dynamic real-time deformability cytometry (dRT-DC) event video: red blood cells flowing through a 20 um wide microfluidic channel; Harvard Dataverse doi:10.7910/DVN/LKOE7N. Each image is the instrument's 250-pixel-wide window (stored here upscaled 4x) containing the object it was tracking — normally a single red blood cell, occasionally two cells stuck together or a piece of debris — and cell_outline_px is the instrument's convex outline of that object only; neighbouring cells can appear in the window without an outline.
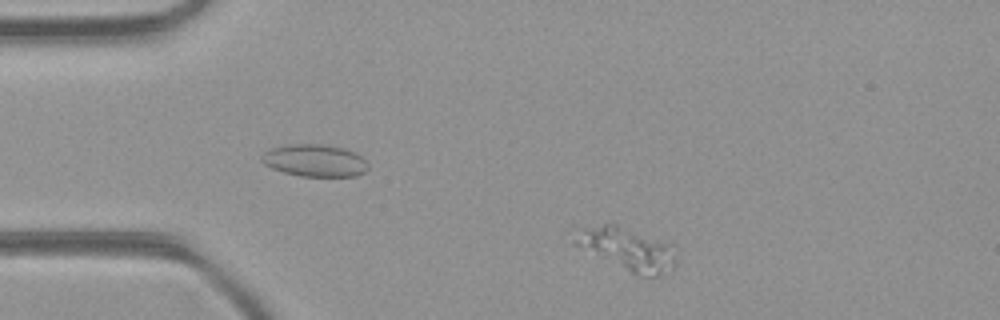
{"species": "common noctule bat (a hibernating species)", "species_latin": "Nyctalus noctula", "temperature_condition": "room temperature", "stored_images_in_passage": 41, "camera_frame_rate_fps": 3000, "um_per_image_px": 0.085, "animal": {"sex": "female", "body_mass_g": 21.9}, "frame": {"image": 1, "passage_image": 2, "time_ms": 0.333, "image_size_px": [1000, 320], "cell_outline_px": [[676, 264], [672, 268], [656, 276], [636, 276], [576, 244], [572, 240], [580, 228], [604, 224], [616, 224], [668, 244], [676, 256]], "centroid_in_image_um": [53.31, 21.18], "position_along_channel_um": 31.7, "area_um2": 24.22}}
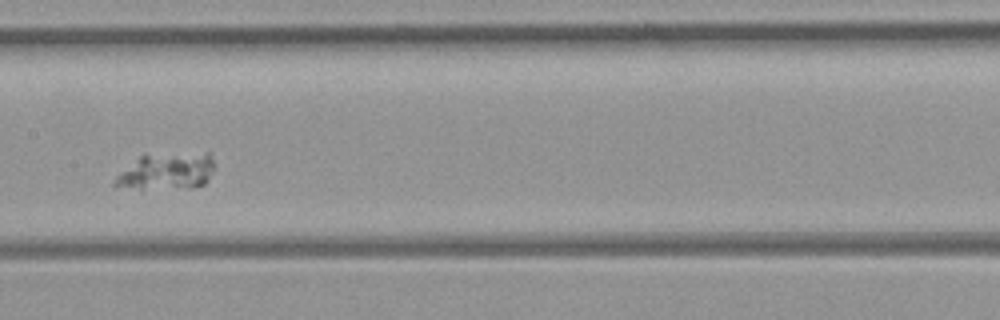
{"frame": {"image": 2, "passage_image": 17, "time_ms": 5.333, "image_size_px": [1000, 320], "cell_outline_px": [[212, 172], [208, 180], [204, 184], [192, 188], [112, 188], [112, 184], [116, 176], [120, 172], [144, 152], [208, 152], [212, 160]], "centroid_in_image_um": [14.11, 14.53], "position_along_channel_um": 193.3, "area_um2": 22.02}}
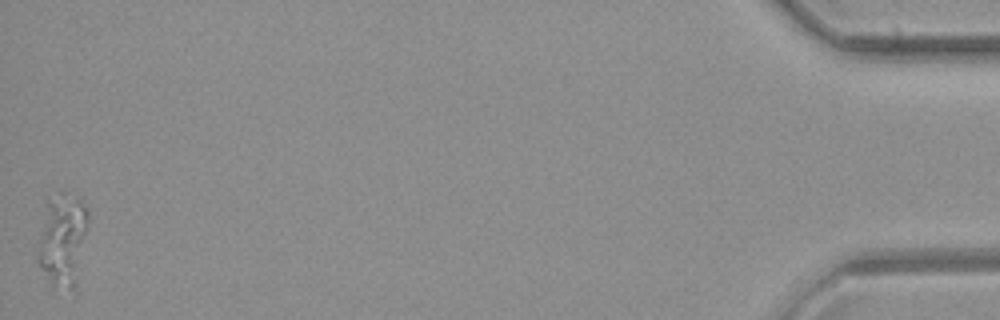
{"frame": {"image": 3, "passage_image": 41, "time_ms": 13.333, "image_size_px": [1000, 320], "cell_outline_px": [[88, 220], [72, 288], [52, 288], [36, 260], [48, 200], [60, 188], [80, 200], [88, 212]], "centroid_in_image_um": [5.28, 20.31], "position_along_channel_um": 429.9, "area_um2": 25.95}}